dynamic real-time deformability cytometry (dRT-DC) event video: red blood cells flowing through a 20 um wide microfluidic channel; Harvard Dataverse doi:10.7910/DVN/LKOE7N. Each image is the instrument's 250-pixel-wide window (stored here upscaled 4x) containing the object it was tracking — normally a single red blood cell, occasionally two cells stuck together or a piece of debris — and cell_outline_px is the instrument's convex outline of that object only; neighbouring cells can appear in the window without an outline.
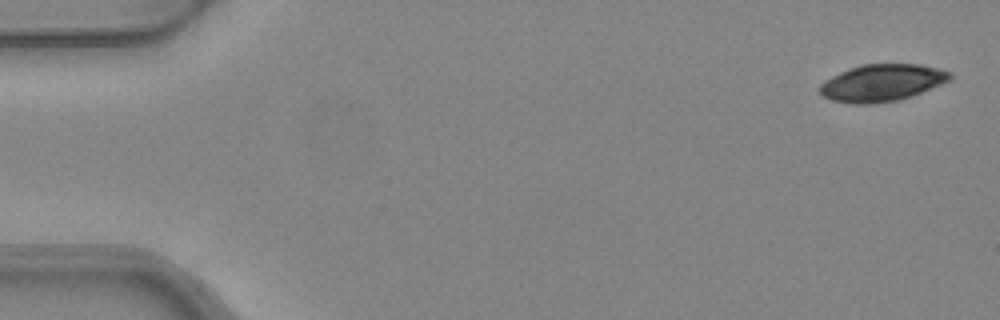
{"species": "common noctule bat (a hibernating species)", "species_latin": "Nyctalus noctula", "temperature_condition": "warm", "stored_images_in_passage": 5, "segment_of_instrument_passage": [2, 2], "camera_frame_rate_fps": 3000, "um_per_image_px": 0.085, "animal": {"sex": "female", "body_mass_g": 24.6, "forearm_length_mm": 56.2}, "frame": {"image": 1, "passage_image": 5, "time_ms": 1.333, "image_size_px": [1000, 320], "cell_outline_px": [[952, 80], [912, 96], [900, 100], [876, 104], [852, 104], [832, 100], [820, 96], [820, 84], [824, 80], [840, 72], [860, 64], [920, 64], [952, 72]], "centroid_in_image_um": [74.97, 7.05], "position_along_channel_um": 10.0, "area_um2": 28.44}}